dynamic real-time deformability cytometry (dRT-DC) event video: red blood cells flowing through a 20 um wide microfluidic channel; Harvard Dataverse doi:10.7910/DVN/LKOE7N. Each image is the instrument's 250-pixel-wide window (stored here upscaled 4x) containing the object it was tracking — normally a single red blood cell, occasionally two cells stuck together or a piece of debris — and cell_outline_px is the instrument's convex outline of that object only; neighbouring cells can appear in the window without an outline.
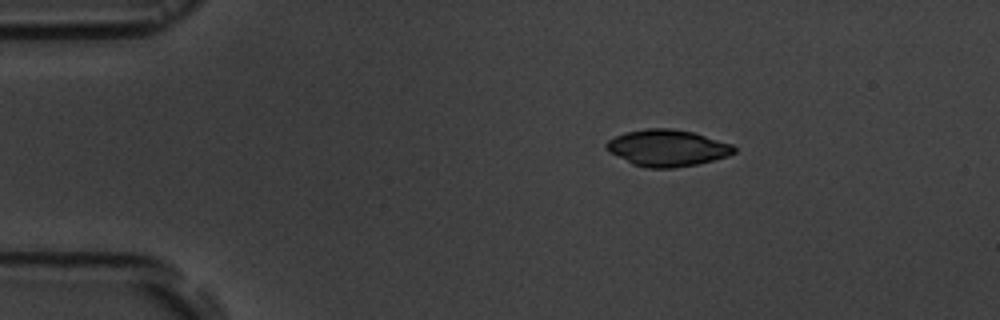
{"species": "common noctule bat (a hibernating species)", "species_latin": "Nyctalus noctula", "temperature_condition": "room temperature", "stored_images_in_passage": 2, "camera_frame_rate_fps": 3000, "um_per_image_px": 0.085, "animal": {"sex": "male", "body_mass_g": 19.5, "forearm_length_mm": 54.6}, "frame": {"image": 1, "passage_image": 1, "time_ms": 0.0, "image_size_px": [1000, 320], "cell_outline_px": [[736, 152], [728, 156], [696, 164], [672, 168], [648, 168], [632, 164], [608, 152], [604, 148], [604, 144], [608, 140], [624, 132], [648, 128], [672, 128], [692, 132], [732, 144], [736, 148]], "centroid_in_image_um": [56.68, 12.57], "position_along_channel_um": 28.3, "area_um2": 27.28}}